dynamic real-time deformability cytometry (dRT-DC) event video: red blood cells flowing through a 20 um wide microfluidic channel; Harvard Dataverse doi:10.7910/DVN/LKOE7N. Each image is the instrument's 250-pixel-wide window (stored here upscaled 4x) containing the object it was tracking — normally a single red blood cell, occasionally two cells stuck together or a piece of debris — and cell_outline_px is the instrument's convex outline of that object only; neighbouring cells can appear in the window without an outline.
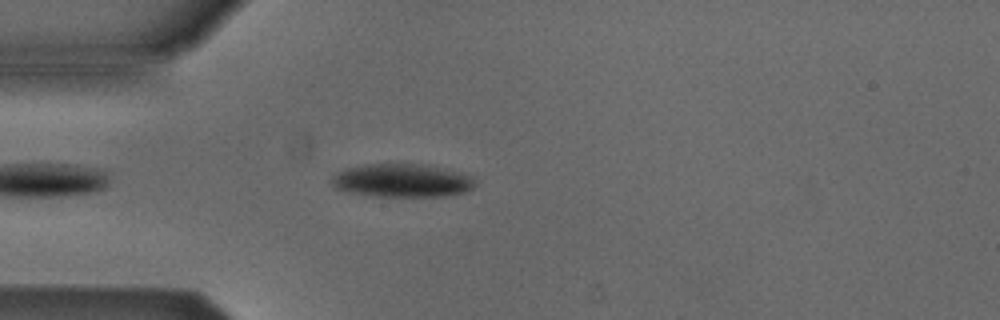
{"species": "Egyptian fruit bat (a non-hibernating species)", "species_latin": "Rousettus aegyptiacus", "temperature_condition": "cold", "stored_images_in_passage": 4, "camera_frame_rate_fps": 3000, "um_per_image_px": 0.085, "animal": {"sex": "male"}, "frame": {"image": 1, "passage_image": 4, "time_ms": 3.667, "image_size_px": [1000, 320], "cell_outline_px": [[476, 184], [468, 192], [444, 196], [372, 196], [344, 192], [332, 188], [328, 180], [336, 172], [344, 168], [364, 164], [388, 160], [428, 164], [448, 168], [472, 176]], "centroid_in_image_um": [34.1, 15.29], "position_along_channel_um": 50.9, "area_um2": 29.59}}